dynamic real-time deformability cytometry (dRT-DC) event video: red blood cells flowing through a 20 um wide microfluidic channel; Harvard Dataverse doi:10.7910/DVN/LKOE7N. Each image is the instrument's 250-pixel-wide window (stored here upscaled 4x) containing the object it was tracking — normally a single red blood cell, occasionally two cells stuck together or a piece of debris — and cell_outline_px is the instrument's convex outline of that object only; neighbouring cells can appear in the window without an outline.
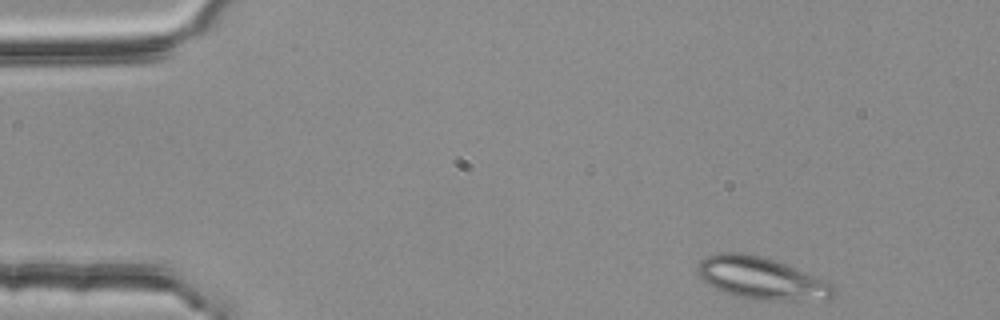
{"species": "common noctule bat (a hibernating species)", "species_latin": "Nyctalus noctula", "temperature_condition": "room temperature", "stored_images_in_passage": 4, "segment_of_instrument_passage": [1, 2], "camera_frame_rate_fps": 3000, "um_per_image_px": 0.085, "animal": {"sex": "female", "body_mass_g": 25.1}, "frame": {"image": 1, "passage_image": 1, "time_ms": 0.0, "image_size_px": [1000, 320], "cell_outline_px": [[836, 296], [828, 300], [760, 300], [732, 296], [708, 284], [696, 272], [696, 268], [700, 260], [708, 256], [720, 252], [744, 252], [776, 260], [832, 284], [836, 288]], "centroid_in_image_um": [64.72, 23.66], "position_along_channel_um": 20.3, "area_um2": 33.52}}